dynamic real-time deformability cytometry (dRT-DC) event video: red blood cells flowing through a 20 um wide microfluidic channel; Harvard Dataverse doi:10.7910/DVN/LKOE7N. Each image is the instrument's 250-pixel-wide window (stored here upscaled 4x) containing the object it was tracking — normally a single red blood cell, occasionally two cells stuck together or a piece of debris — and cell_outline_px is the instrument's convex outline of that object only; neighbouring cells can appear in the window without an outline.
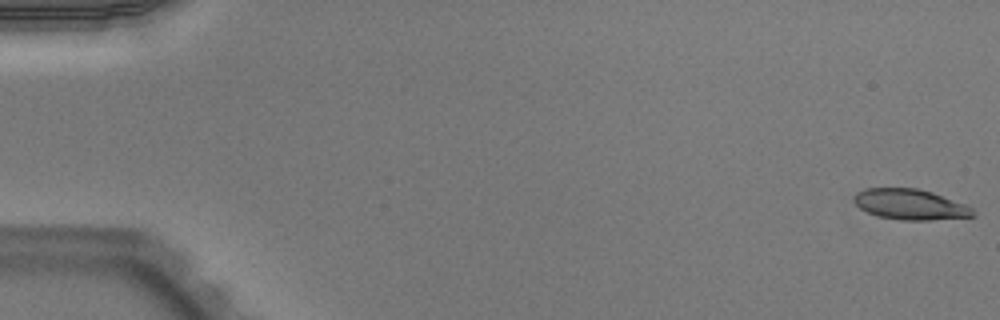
{"species": "Egyptian fruit bat (a non-hibernating species)", "species_latin": "Rousettus aegyptiacus", "temperature_condition": "warm", "stored_images_in_passage": 15, "camera_frame_rate_fps": 3000, "um_per_image_px": 0.085, "animal": {"sex": "male"}, "frame": {"image": 1, "passage_image": 1, "time_ms": 0.0, "image_size_px": [1000, 320], "cell_outline_px": [[976, 216], [932, 220], [900, 220], [876, 216], [860, 208], [852, 200], [856, 192], [868, 188], [916, 188], [932, 192], [964, 204], [972, 208]], "centroid_in_image_um": [77.35, 17.38], "position_along_channel_um": 7.7, "area_um2": 21.15}}